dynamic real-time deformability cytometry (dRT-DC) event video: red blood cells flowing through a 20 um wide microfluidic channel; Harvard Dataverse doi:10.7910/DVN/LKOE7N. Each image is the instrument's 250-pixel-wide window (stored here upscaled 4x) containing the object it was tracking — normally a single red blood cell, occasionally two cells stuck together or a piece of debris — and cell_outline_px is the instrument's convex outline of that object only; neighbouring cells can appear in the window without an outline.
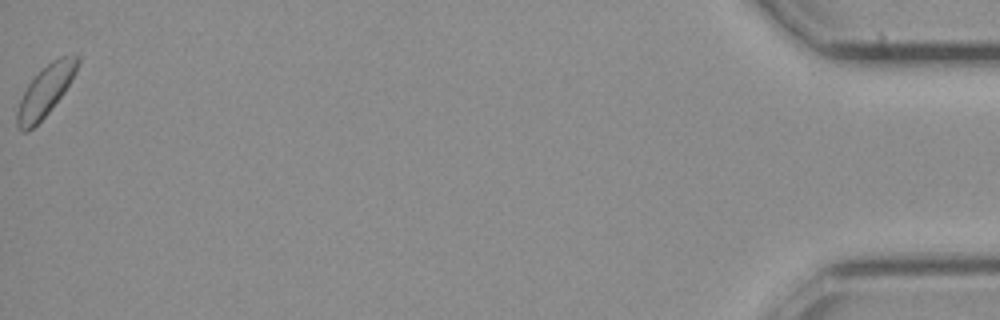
{"species": "common noctule bat (a hibernating species)", "species_latin": "Nyctalus noctula", "temperature_condition": "cold", "stored_images_in_passage": 27, "camera_frame_rate_fps": 3000, "um_per_image_px": 0.085, "animal": {"sex": "female", "body_mass_g": 21.9}, "frame": {"image": 1, "passage_image": 27, "time_ms": 8.667, "image_size_px": [1000, 320], "cell_outline_px": [[80, 64], [72, 80], [64, 92], [48, 112], [28, 132], [20, 132], [16, 128], [16, 112], [20, 100], [28, 84], [52, 60], [60, 56], [72, 52], [76, 52], [80, 56]], "centroid_in_image_um": [3.9, 7.69], "position_along_channel_um": 431.3, "area_um2": 17.98}}